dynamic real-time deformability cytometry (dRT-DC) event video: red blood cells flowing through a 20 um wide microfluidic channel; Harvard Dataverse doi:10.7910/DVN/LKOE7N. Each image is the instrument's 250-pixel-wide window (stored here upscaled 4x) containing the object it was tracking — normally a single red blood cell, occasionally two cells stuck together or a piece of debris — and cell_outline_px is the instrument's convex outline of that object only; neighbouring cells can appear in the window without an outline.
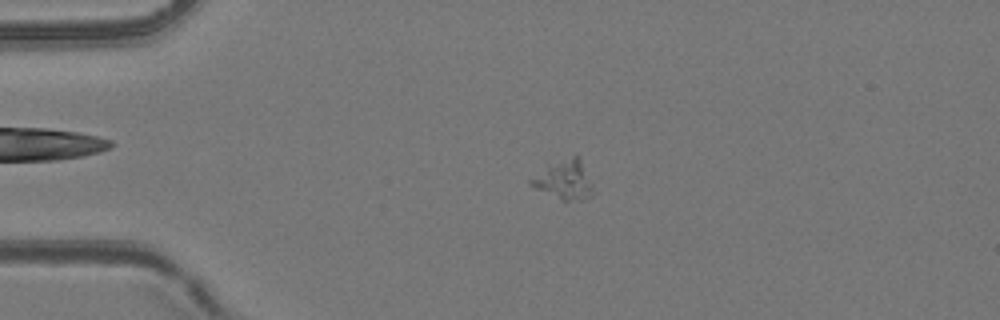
{"species": "common noctule bat (a hibernating species)", "species_latin": "Nyctalus noctula", "temperature_condition": "room temperature", "stored_images_in_passage": 5, "camera_frame_rate_fps": 3000, "um_per_image_px": 0.085, "animal": {"sex": "female", "body_mass_g": 24.6, "forearm_length_mm": 56.2}, "frame": {"image": 1, "passage_image": 4, "time_ms": 1.0, "image_size_px": [1000, 320], "cell_outline_px": [[596, 192], [592, 196], [584, 200], [560, 200], [528, 184], [528, 180], [548, 164], [572, 156], [580, 156]], "centroid_in_image_um": [48.0, 15.3], "position_along_channel_um": 37.0, "area_um2": 14.39}}